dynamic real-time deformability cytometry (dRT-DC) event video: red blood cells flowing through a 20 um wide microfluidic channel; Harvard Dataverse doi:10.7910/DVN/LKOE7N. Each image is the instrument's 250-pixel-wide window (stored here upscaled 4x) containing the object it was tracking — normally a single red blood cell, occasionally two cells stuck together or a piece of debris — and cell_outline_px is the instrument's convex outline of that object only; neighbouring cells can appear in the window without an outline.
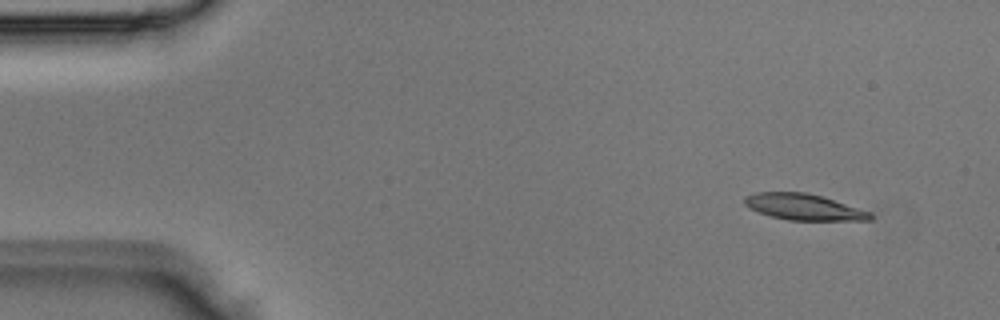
{"species": "Egyptian fruit bat (a non-hibernating species)", "species_latin": "Rousettus aegyptiacus", "temperature_condition": "room temperature", "stored_images_in_passage": 2, "camera_frame_rate_fps": 3000, "um_per_image_px": 0.085, "animal": {"sex": "male"}, "frame": {"image": 1, "passage_image": 1, "time_ms": 0.0, "image_size_px": [1000, 320], "cell_outline_px": [[872, 220], [788, 220], [772, 216], [748, 208], [744, 204], [744, 196], [756, 192], [804, 192], [820, 196], [872, 212]], "centroid_in_image_um": [68.29, 17.59], "position_along_channel_um": 16.7, "area_um2": 18.96}}